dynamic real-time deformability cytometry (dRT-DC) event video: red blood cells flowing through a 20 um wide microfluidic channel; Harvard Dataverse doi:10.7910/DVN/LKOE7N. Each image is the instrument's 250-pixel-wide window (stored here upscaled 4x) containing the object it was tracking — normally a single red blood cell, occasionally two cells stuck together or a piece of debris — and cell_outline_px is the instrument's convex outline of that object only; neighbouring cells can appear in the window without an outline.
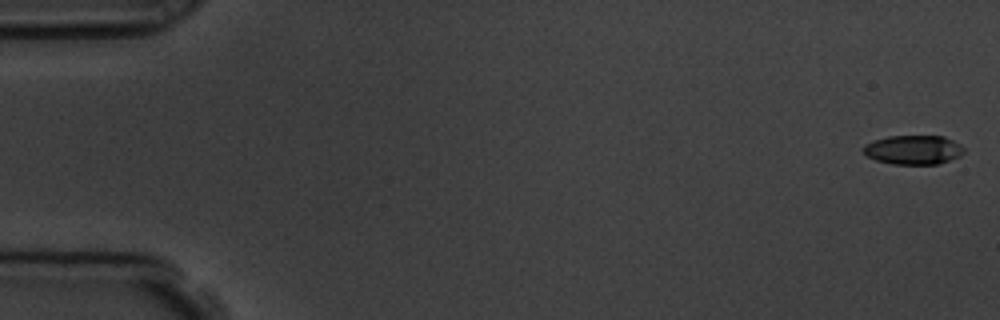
{"species": "common noctule bat (a hibernating species)", "species_latin": "Nyctalus noctula", "temperature_condition": "room temperature", "stored_images_in_passage": 54, "camera_frame_rate_fps": 3000, "um_per_image_px": 0.085, "animal": {"sex": "male", "body_mass_g": 19.5, "forearm_length_mm": 54.6}, "frame": {"image": 1, "passage_image": 1, "time_ms": 0.0, "image_size_px": [1000, 320], "cell_outline_px": [[964, 152], [960, 156], [936, 164], [892, 164], [876, 160], [868, 156], [860, 148], [864, 144], [872, 140], [888, 136], [944, 136], [960, 144], [964, 148]], "centroid_in_image_um": [77.6, 12.72], "position_along_channel_um": 7.4, "area_um2": 17.17}}
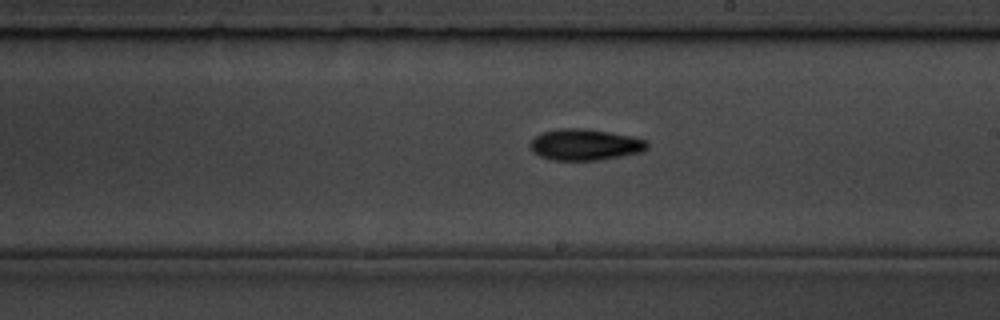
{"frame": {"image": 2, "passage_image": 31, "time_ms": 10.0, "image_size_px": [1000, 320], "cell_outline_px": [[648, 148], [640, 152], [600, 160], [552, 160], [540, 156], [532, 152], [528, 148], [528, 144], [540, 132], [560, 128], [584, 128], [632, 136], [648, 140]], "centroid_in_image_um": [49.69, 12.29], "position_along_channel_um": 239.3, "area_um2": 21.5}}
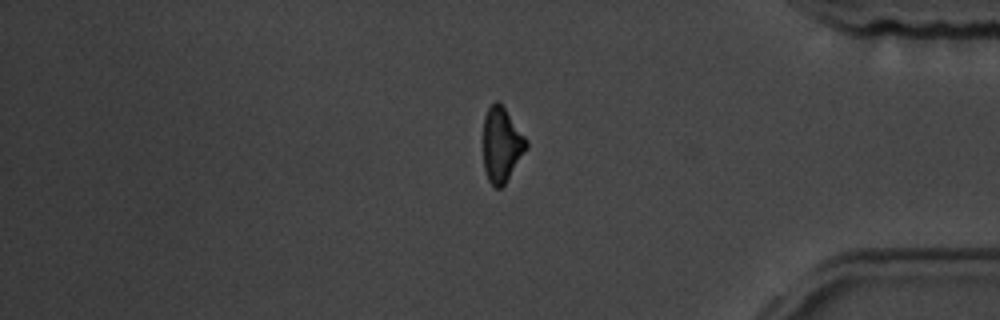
{"frame": {"image": 3, "passage_image": 45, "time_ms": 14.667, "image_size_px": [1000, 320], "cell_outline_px": [[528, 148], [504, 184], [500, 188], [496, 188], [488, 180], [484, 168], [484, 116], [488, 108], [496, 100], [504, 108], [528, 140]], "centroid_in_image_um": [42.64, 12.31], "position_along_channel_um": 392.6, "area_um2": 18.5}, "authors_computed_cell_mechanics": {"area_um2": 19.1896, "velocity_mm_per_s": 3.8226, "shape_relaxation_time_tau1_ms": 3.2469, "shape_relaxation_time_tau2_ms": null, "deformation_change_tau1": 0.1492, "deformation_change_tau2": null}}